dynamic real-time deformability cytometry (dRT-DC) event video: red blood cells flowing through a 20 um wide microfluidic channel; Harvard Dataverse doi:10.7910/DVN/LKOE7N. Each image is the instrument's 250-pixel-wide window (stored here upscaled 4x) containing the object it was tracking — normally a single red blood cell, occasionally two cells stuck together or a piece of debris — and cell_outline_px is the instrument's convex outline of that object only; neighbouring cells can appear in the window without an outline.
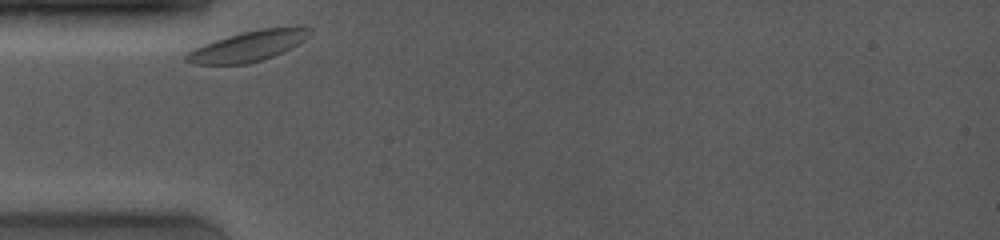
{"species": "common noctule bat (a hibernating species)", "species_latin": "Nyctalus noctula", "temperature_condition": "room temperature", "stored_images_in_passage": 34, "camera_frame_rate_fps": 4000, "um_per_image_px": 0.085, "animal": {"sex": "female", "body_mass_g": 19.0, "forearm_length_mm": 53.3}, "frame": {"image": 1, "passage_image": 1, "time_ms": 0.0, "image_size_px": [1000, 240], "cell_outline_px": [[312, 32], [304, 40], [284, 52], [260, 60], [244, 64], [196, 64], [184, 60], [184, 56], [188, 52], [204, 44], [240, 32], [260, 28], [312, 28]], "centroid_in_image_um": [21.07, 3.93], "position_along_channel_um": 63.9, "area_um2": 21.33}}
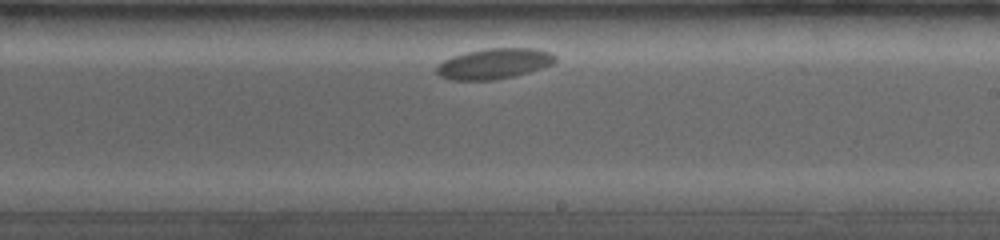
{"frame": {"image": 2, "passage_image": 19, "time_ms": 5.5, "image_size_px": [1000, 240], "cell_outline_px": [[556, 60], [552, 64], [544, 68], [496, 80], [448, 80], [440, 76], [436, 72], [436, 68], [444, 60], [452, 56], [484, 48], [536, 48], [552, 52], [556, 56]], "centroid_in_image_um": [42.02, 5.41], "position_along_channel_um": 247.0, "area_um2": 21.21}}
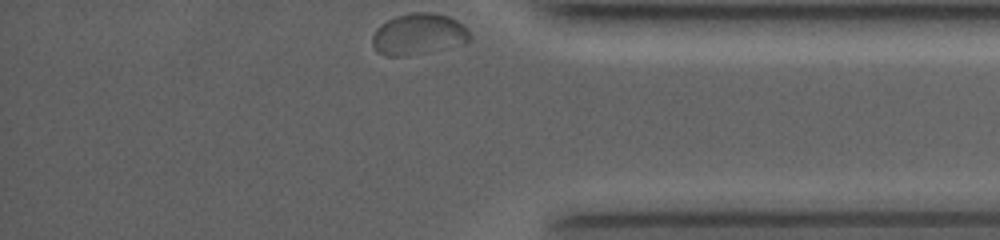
{"frame": {"image": 3, "passage_image": 34, "time_ms": 10.0, "image_size_px": [1000, 240], "cell_outline_px": [[472, 36], [464, 44], [404, 56], [388, 56], [380, 52], [372, 44], [372, 36], [376, 28], [380, 24], [396, 16], [412, 12], [432, 12], [448, 16], [464, 24]], "centroid_in_image_um": [35.59, 2.88], "position_along_channel_um": 399.6, "area_um2": 23.35}}